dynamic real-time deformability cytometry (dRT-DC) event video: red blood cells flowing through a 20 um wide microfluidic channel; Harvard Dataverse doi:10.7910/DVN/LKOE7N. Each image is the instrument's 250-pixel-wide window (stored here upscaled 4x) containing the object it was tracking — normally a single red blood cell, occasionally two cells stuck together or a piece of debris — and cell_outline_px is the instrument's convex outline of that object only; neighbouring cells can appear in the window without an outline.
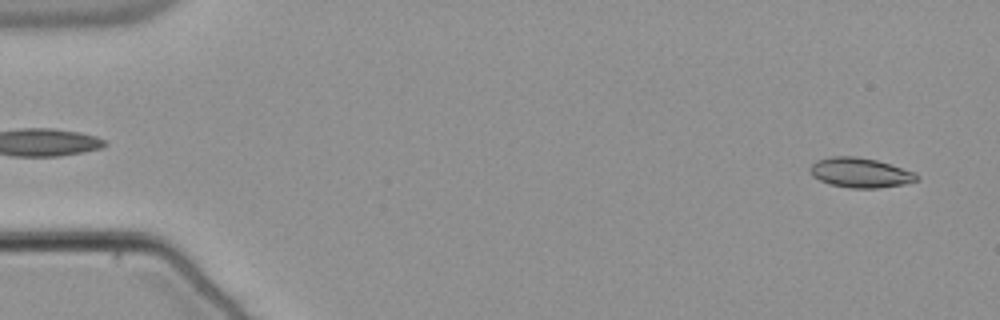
{"species": "common noctule bat (a hibernating species)", "species_latin": "Nyctalus noctula", "temperature_condition": "warm", "stored_images_in_passage": 53, "camera_frame_rate_fps": 3000, "um_per_image_px": 0.085, "animal": {"sex": "male", "body_mass_g": 21.5, "forearm_length_mm": 52.0}, "frame": {"image": 1, "passage_image": 2, "time_ms": 0.333, "image_size_px": [1000, 320], "cell_outline_px": [[920, 176], [916, 180], [904, 184], [876, 188], [848, 188], [828, 184], [812, 176], [812, 164], [816, 160], [832, 156], [856, 156], [876, 160], [916, 172]], "centroid_in_image_um": [73.13, 14.68], "position_along_channel_um": 11.9, "area_um2": 18.44}}
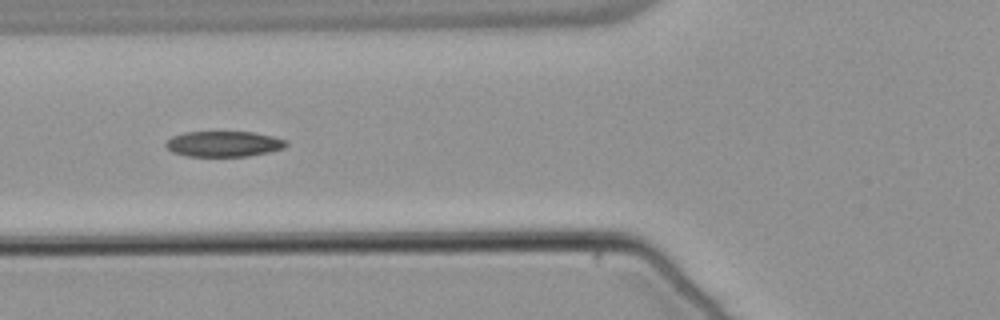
{"frame": {"image": 2, "passage_image": 20, "time_ms": 6.333, "image_size_px": [1000, 320], "cell_outline_px": [[288, 144], [284, 148], [268, 152], [248, 156], [188, 156], [172, 152], [164, 144], [172, 136], [184, 132], [252, 132], [272, 136], [288, 140]], "centroid_in_image_um": [19.03, 12.23], "position_along_channel_um": 106.8, "area_um2": 17.92}}
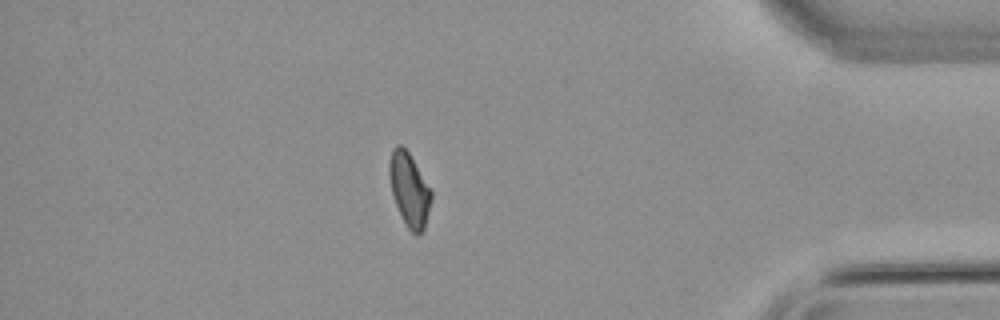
{"frame": {"image": 3, "passage_image": 46, "time_ms": 15.0, "image_size_px": [1000, 320], "cell_outline_px": [[432, 200], [424, 228], [420, 236], [416, 236], [408, 228], [396, 204], [392, 192], [388, 172], [388, 164], [392, 148], [396, 144], [400, 144], [408, 152], [432, 192]], "centroid_in_image_um": [34.78, 16.12], "position_along_channel_um": 400.4, "area_um2": 17.74}, "authors_computed_cell_mechanics": {"area_um2": 18.4382, "velocity_mm_per_s": 3.8219, "shape_relaxation_time_tau1_ms": null, "shape_relaxation_time_tau2_ms": 9.6535, "deformation_change_tau1": null, "deformation_change_tau2": 0.1567}}